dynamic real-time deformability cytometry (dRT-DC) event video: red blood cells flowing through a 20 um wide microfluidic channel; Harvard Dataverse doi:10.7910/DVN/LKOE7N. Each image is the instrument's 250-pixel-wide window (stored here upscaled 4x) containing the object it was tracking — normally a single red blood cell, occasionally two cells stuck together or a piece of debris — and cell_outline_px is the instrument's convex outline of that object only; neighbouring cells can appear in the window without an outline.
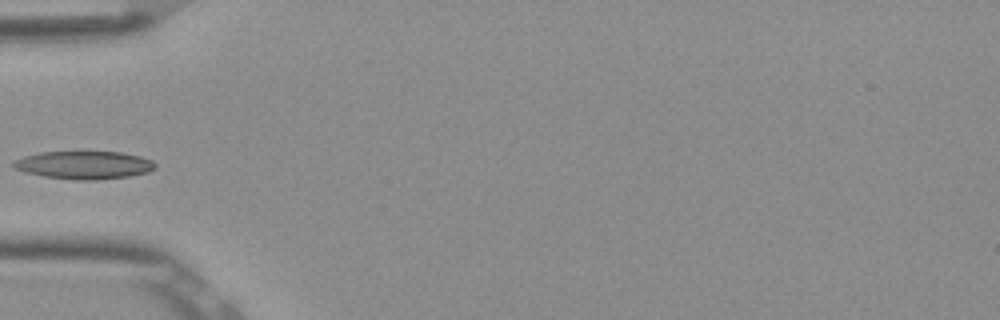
{"species": "Egyptian fruit bat (a non-hibernating species)", "species_latin": "Rousettus aegyptiacus", "temperature_condition": "room temperature", "stored_images_in_passage": 4, "camera_frame_rate_fps": 3000, "um_per_image_px": 0.085, "frame": {"image": 1, "passage_image": 3, "time_ms": 0.667, "image_size_px": [1000, 320], "cell_outline_px": [[156, 168], [148, 172], [128, 176], [96, 180], [80, 180], [44, 176], [28, 172], [16, 168], [12, 164], [16, 160], [24, 156], [40, 152], [120, 152], [140, 156], [152, 160], [156, 164]], "centroid_in_image_um": [7.2, 14.02], "position_along_channel_um": 77.8, "area_um2": 22.77}}
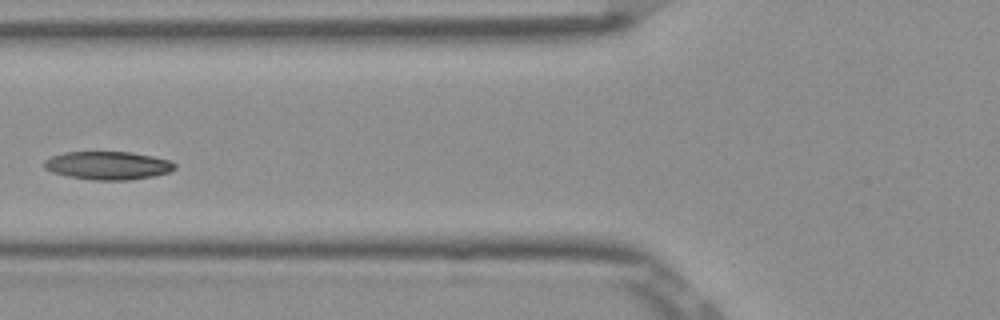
{"frame": {"image": 2, "passage_image": 4, "time_ms": 1.0, "image_size_px": [1000, 320], "cell_outline_px": [[176, 168], [168, 172], [152, 176], [128, 180], [92, 180], [68, 176], [52, 172], [44, 168], [44, 160], [52, 156], [64, 152], [132, 152], [172, 160], [176, 164]], "centroid_in_image_um": [9.18, 14.06], "position_along_channel_um": 116.6, "area_um2": 21.5}}